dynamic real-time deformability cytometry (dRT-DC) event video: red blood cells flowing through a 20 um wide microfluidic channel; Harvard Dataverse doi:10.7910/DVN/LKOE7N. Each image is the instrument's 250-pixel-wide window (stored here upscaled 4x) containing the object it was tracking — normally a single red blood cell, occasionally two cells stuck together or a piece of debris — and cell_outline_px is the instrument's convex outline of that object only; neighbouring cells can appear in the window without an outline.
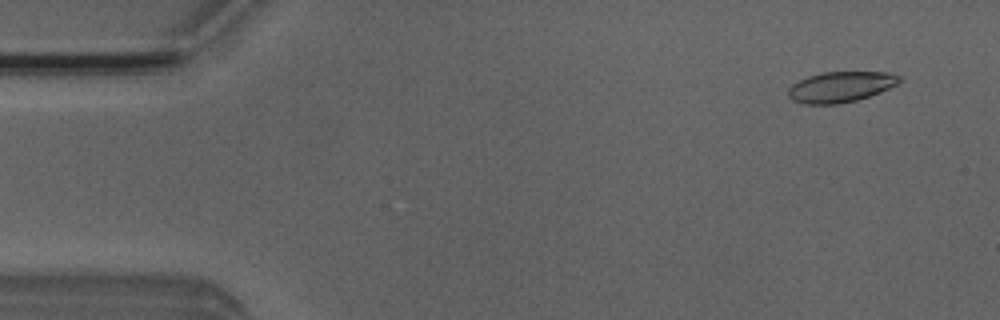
{"species": "Egyptian fruit bat (a non-hibernating species)", "species_latin": "Rousettus aegyptiacus", "temperature_condition": "room temperature", "stored_images_in_passage": 51, "camera_frame_rate_fps": 3000, "um_per_image_px": 0.085, "animal": {"sex": "male"}, "frame": {"image": 1, "passage_image": 4, "time_ms": 1.0, "image_size_px": [1000, 320], "cell_outline_px": [[900, 84], [880, 92], [856, 100], [836, 104], [804, 104], [792, 100], [788, 96], [788, 88], [792, 84], [808, 76], [824, 72], [888, 72], [900, 76]], "centroid_in_image_um": [71.46, 7.38], "position_along_channel_um": 13.5, "area_um2": 19.83}}
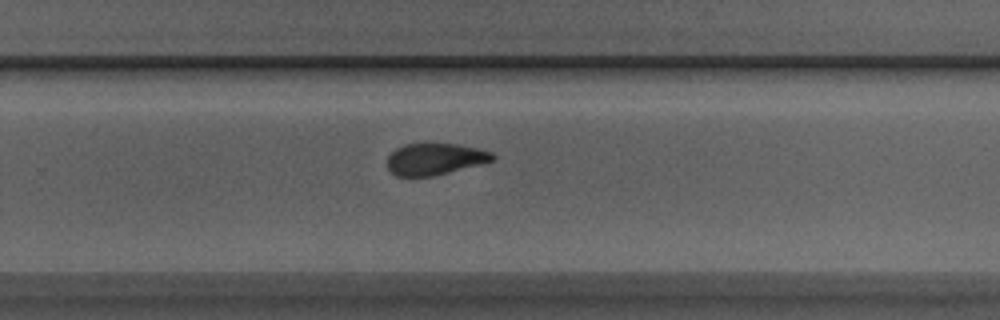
{"frame": {"image": 2, "passage_image": 33, "time_ms": 10.667, "image_size_px": [1000, 320], "cell_outline_px": [[496, 160], [484, 164], [432, 176], [396, 176], [388, 168], [388, 156], [396, 148], [404, 144], [460, 144], [492, 152], [496, 156]], "centroid_in_image_um": [37.02, 13.52], "position_along_channel_um": 292.8, "area_um2": 19.48}}
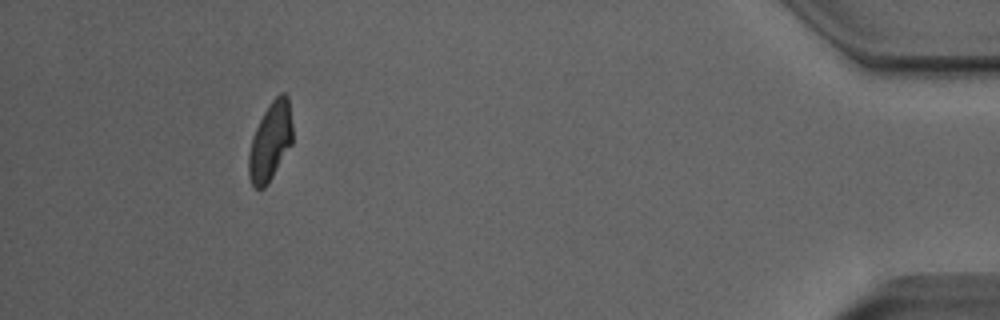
{"frame": {"image": 3, "passage_image": 47, "time_ms": 15.333, "image_size_px": [1000, 320], "cell_outline_px": [[292, 144], [272, 176], [264, 188], [256, 188], [252, 184], [248, 176], [248, 152], [252, 136], [268, 104], [280, 92], [284, 92], [288, 96], [292, 124]], "centroid_in_image_um": [22.97, 12.0], "position_along_channel_um": 412.2, "area_um2": 20.0}, "authors_computed_cell_mechanics": {"area_um2": 20.519, "velocity_mm_per_s": 4.0182, "shape_relaxation_time_tau1_ms": 5.5451, "shape_relaxation_time_tau2_ms": 2.3599, "deformation_change_tau1": 0.159, "deformation_change_tau2": 0.0781}}